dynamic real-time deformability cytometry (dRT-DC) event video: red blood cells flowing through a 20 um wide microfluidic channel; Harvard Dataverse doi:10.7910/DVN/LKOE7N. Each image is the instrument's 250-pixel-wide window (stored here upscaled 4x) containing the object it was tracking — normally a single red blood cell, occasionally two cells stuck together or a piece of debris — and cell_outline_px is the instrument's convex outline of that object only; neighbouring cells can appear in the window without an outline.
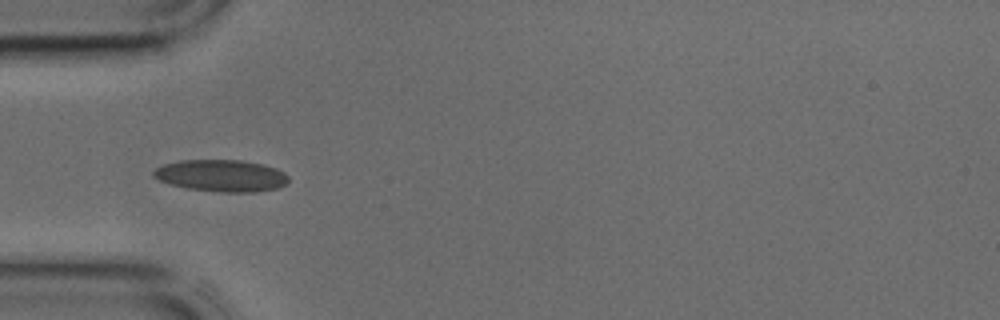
{"species": "common noctule bat (a hibernating species)", "species_latin": "Nyctalus noctula", "temperature_condition": "cold", "stored_images_in_passage": 31, "camera_frame_rate_fps": 3000, "um_per_image_px": 0.085, "animal": {"sex": "male", "body_mass_g": 17.9, "forearm_length_mm": 54.2}, "frame": {"image": 1, "passage_image": 1, "time_ms": 0.0, "image_size_px": [1000, 320], "cell_outline_px": [[288, 184], [276, 188], [256, 192], [224, 192], [188, 188], [168, 184], [152, 176], [152, 172], [156, 168], [164, 164], [180, 160], [240, 160], [264, 164], [276, 168], [284, 172], [288, 176]], "centroid_in_image_um": [18.82, 14.92], "position_along_channel_um": 66.2, "area_um2": 25.14}}
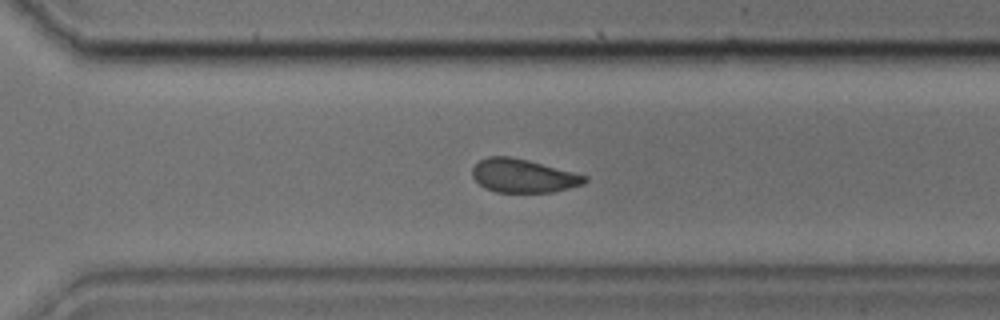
{"frame": {"image": 2, "passage_image": 18, "time_ms": 5.667, "image_size_px": [1000, 320], "cell_outline_px": [[588, 180], [584, 184], [552, 192], [496, 192], [484, 188], [472, 176], [472, 168], [480, 160], [488, 156], [512, 156], [528, 160], [588, 176]], "centroid_in_image_um": [44.46, 14.94], "position_along_channel_um": 326.1, "area_um2": 21.91}}
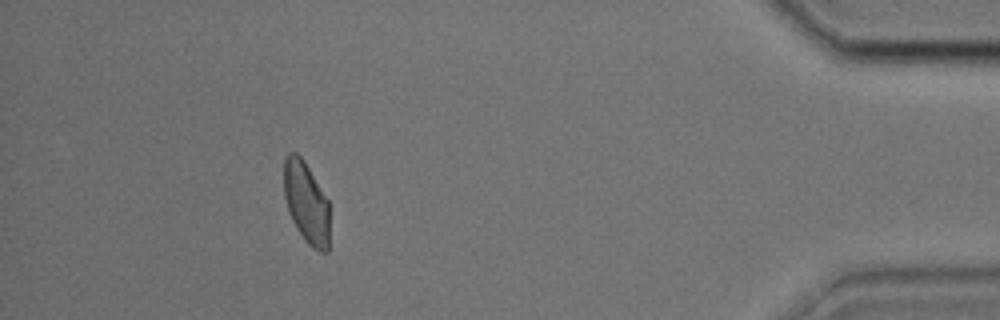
{"frame": {"image": 3, "passage_image": 27, "time_ms": 8.667, "image_size_px": [1000, 320], "cell_outline_px": [[328, 252], [320, 252], [312, 248], [304, 240], [296, 228], [288, 212], [284, 196], [284, 160], [288, 152], [296, 152], [304, 160], [328, 200]], "centroid_in_image_um": [26.01, 17.22], "position_along_channel_um": 409.2, "area_um2": 21.73}}